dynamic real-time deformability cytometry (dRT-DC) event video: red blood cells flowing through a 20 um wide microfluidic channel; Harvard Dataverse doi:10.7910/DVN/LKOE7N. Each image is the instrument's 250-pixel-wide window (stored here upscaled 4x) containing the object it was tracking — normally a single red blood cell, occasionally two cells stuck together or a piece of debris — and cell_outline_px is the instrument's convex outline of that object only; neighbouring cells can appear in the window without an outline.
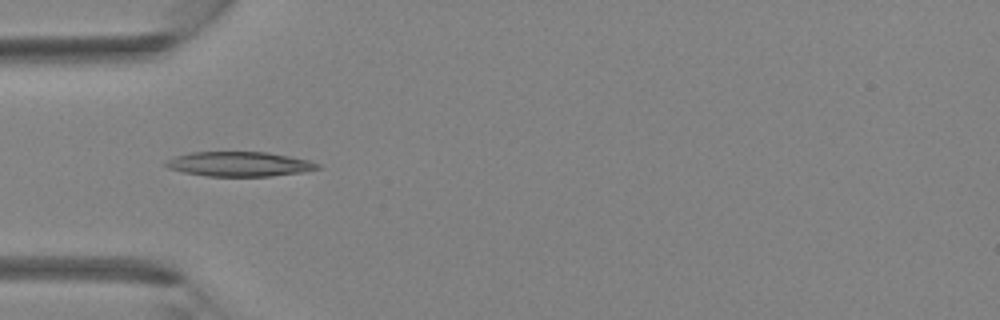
{"species": "Egyptian fruit bat (a non-hibernating species)", "species_latin": "Rousettus aegyptiacus", "temperature_condition": "room temperature", "stored_images_in_passage": 5, "camera_frame_rate_fps": 3000, "um_per_image_px": 0.085, "animal": {"sex": "female"}, "frame": {"image": 1, "passage_image": 4, "time_ms": 3.333, "image_size_px": [1000, 320], "cell_outline_px": [[320, 168], [300, 172], [272, 176], [208, 176], [184, 172], [168, 168], [164, 164], [168, 160], [176, 156], [192, 152], [268, 152], [308, 160], [320, 164]], "centroid_in_image_um": [20.35, 13.94], "position_along_channel_um": 64.7, "area_um2": 21.56}}
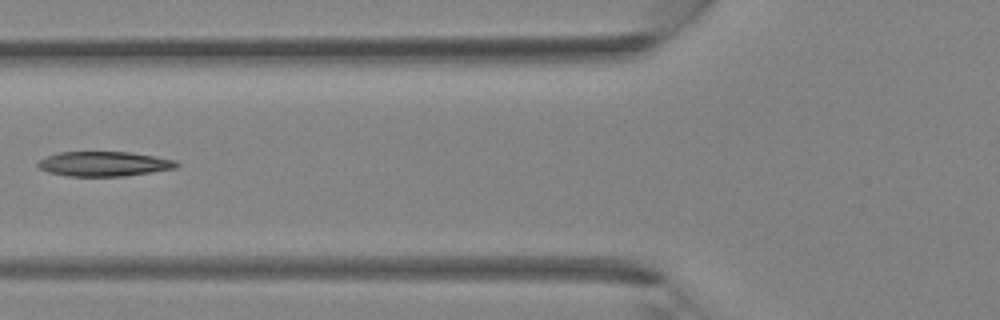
{"frame": {"image": 2, "passage_image": 5, "time_ms": 4.333, "image_size_px": [1000, 320], "cell_outline_px": [[180, 164], [176, 168], [152, 172], [124, 176], [68, 176], [48, 172], [40, 168], [36, 164], [44, 156], [60, 152], [128, 152], [176, 160]], "centroid_in_image_um": [8.83, 13.93], "position_along_channel_um": 117.0, "area_um2": 19.94}}